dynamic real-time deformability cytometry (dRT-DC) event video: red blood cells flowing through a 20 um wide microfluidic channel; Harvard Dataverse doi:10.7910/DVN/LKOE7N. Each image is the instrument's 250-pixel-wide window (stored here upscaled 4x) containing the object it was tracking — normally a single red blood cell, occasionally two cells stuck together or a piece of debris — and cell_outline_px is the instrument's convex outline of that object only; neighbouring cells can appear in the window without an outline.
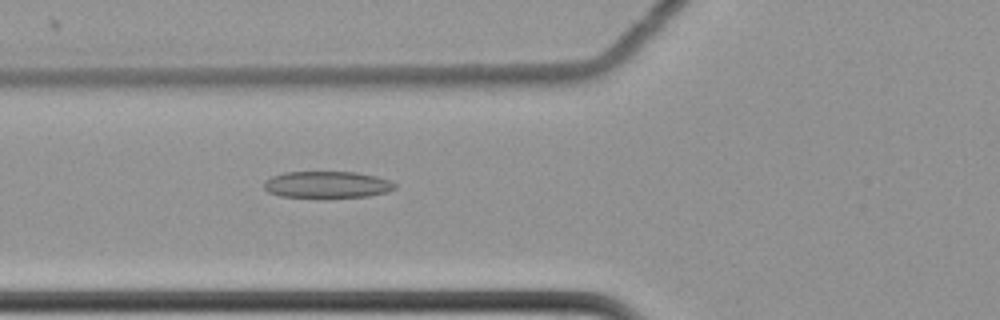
{"species": "common noctule bat (a hibernating species)", "species_latin": "Nyctalus noctula", "temperature_condition": "cold", "stored_images_in_passage": 61, "camera_frame_rate_fps": 3000, "um_per_image_px": 0.085, "animal": {"sex": "female", "body_mass_g": 22.7, "forearm_length_mm": 54.2}, "frame": {"image": 1, "passage_image": 25, "time_ms": 8.0, "image_size_px": [1000, 320], "cell_outline_px": [[396, 188], [388, 192], [368, 196], [324, 200], [320, 200], [280, 196], [268, 192], [264, 188], [264, 180], [272, 176], [284, 172], [356, 172], [376, 176], [388, 180], [396, 184]], "centroid_in_image_um": [27.78, 15.74], "position_along_channel_um": 98.0, "area_um2": 21.33}}
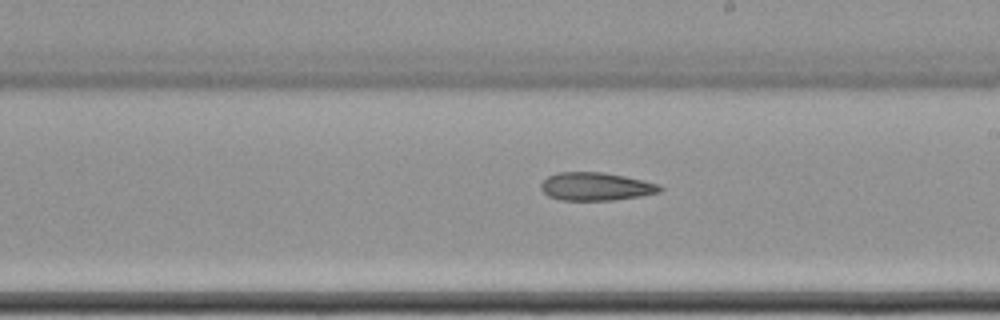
{"frame": {"image": 2, "passage_image": 37, "time_ms": 12.0, "image_size_px": [1000, 320], "cell_outline_px": [[664, 188], [660, 192], [640, 196], [612, 200], [560, 200], [548, 196], [540, 188], [540, 184], [548, 176], [556, 172], [600, 172], [624, 176], [644, 180], [660, 184]], "centroid_in_image_um": [50.65, 15.85], "position_along_channel_um": 238.3, "area_um2": 19.54}}
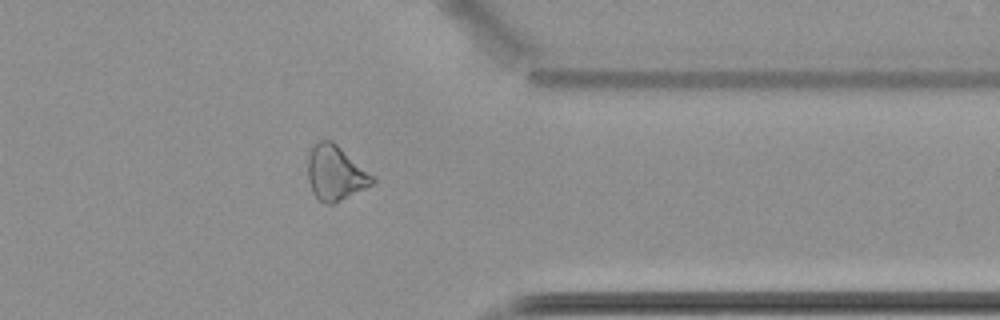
{"frame": {"image": 3, "passage_image": 50, "time_ms": 16.333, "image_size_px": [1000, 320], "cell_outline_px": [[376, 184], [332, 204], [324, 204], [312, 192], [308, 180], [308, 156], [316, 140], [332, 140], [372, 176], [376, 180]], "centroid_in_image_um": [28.49, 14.72], "position_along_channel_um": 382.9, "area_um2": 20.46}}